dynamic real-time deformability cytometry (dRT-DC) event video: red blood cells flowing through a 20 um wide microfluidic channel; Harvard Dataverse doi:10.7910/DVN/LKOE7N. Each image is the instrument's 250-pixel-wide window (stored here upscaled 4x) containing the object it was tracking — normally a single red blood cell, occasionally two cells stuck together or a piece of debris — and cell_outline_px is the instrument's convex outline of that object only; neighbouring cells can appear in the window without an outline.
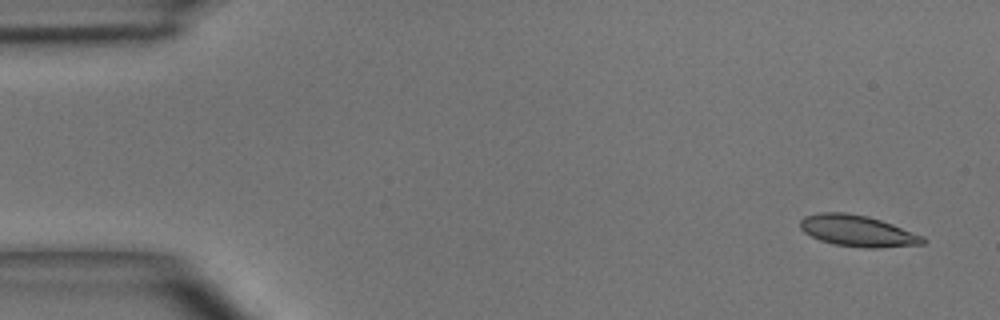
{"species": "common noctule bat (a hibernating species)", "species_latin": "Nyctalus noctula", "temperature_condition": "room temperature", "stored_images_in_passage": 4, "camera_frame_rate_fps": 3000, "um_per_image_px": 0.085, "animal": {"sex": "male", "body_mass_g": 15.6}, "frame": {"image": 1, "passage_image": 1, "time_ms": 0.0, "image_size_px": [1000, 320], "cell_outline_px": [[928, 240], [924, 244], [880, 248], [864, 248], [832, 244], [820, 240], [804, 232], [800, 228], [800, 220], [804, 216], [820, 212], [844, 212], [868, 216], [892, 224], [924, 236]], "centroid_in_image_um": [72.91, 19.63], "position_along_channel_um": 12.1, "area_um2": 22.54}}
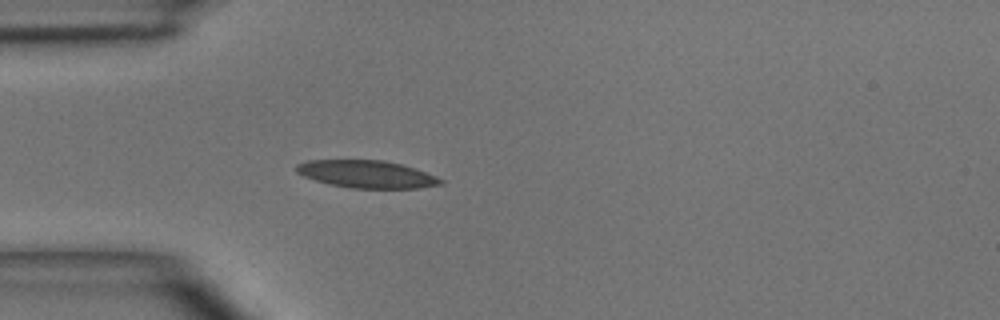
{"frame": {"image": 2, "passage_image": 4, "time_ms": 3.667, "image_size_px": [1000, 320], "cell_outline_px": [[444, 184], [420, 188], [352, 188], [328, 184], [304, 176], [296, 172], [296, 164], [308, 160], [384, 160], [400, 164], [436, 176], [444, 180]], "centroid_in_image_um": [31.16, 14.81], "position_along_channel_um": 53.8, "area_um2": 23.0}}